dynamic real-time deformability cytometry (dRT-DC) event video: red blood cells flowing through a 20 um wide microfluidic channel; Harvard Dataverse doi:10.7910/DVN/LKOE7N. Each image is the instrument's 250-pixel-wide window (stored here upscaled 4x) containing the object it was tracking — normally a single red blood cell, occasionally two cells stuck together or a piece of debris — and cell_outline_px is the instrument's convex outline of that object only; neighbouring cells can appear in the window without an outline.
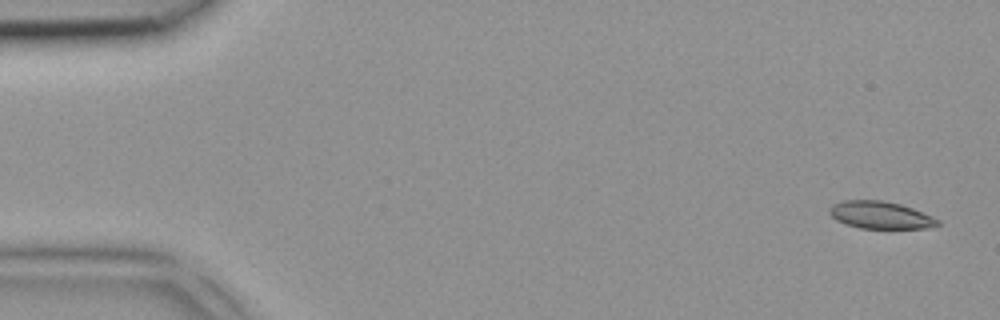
{"species": "common noctule bat (a hibernating species)", "species_latin": "Nyctalus noctula", "temperature_condition": "room temperature", "stored_images_in_passage": 3, "camera_frame_rate_fps": 3000, "um_per_image_px": 0.085, "animal": {"sex": "female", "body_mass_g": 18.4}, "frame": {"image": 1, "passage_image": 1, "time_ms": 0.0, "image_size_px": [1000, 320], "cell_outline_px": [[940, 224], [924, 228], [860, 228], [844, 224], [836, 220], [828, 212], [828, 208], [832, 204], [844, 200], [884, 200], [900, 204], [912, 208], [932, 216], [940, 220]], "centroid_in_image_um": [74.79, 18.27], "position_along_channel_um": 10.2, "area_um2": 17.28}}
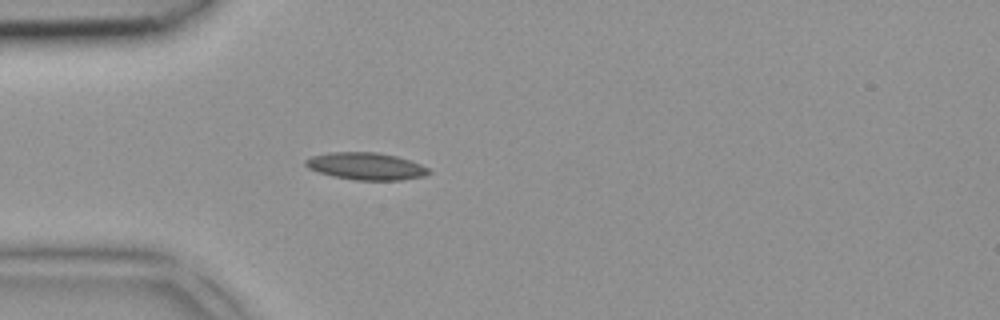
{"frame": {"image": 2, "passage_image": 3, "time_ms": 0.667, "image_size_px": [1000, 320], "cell_outline_px": [[432, 172], [424, 176], [400, 180], [356, 180], [332, 176], [308, 168], [304, 164], [304, 160], [312, 156], [332, 152], [376, 152], [396, 156], [420, 164], [428, 168]], "centroid_in_image_um": [31.1, 14.13], "position_along_channel_um": 53.9, "area_um2": 19.42}}